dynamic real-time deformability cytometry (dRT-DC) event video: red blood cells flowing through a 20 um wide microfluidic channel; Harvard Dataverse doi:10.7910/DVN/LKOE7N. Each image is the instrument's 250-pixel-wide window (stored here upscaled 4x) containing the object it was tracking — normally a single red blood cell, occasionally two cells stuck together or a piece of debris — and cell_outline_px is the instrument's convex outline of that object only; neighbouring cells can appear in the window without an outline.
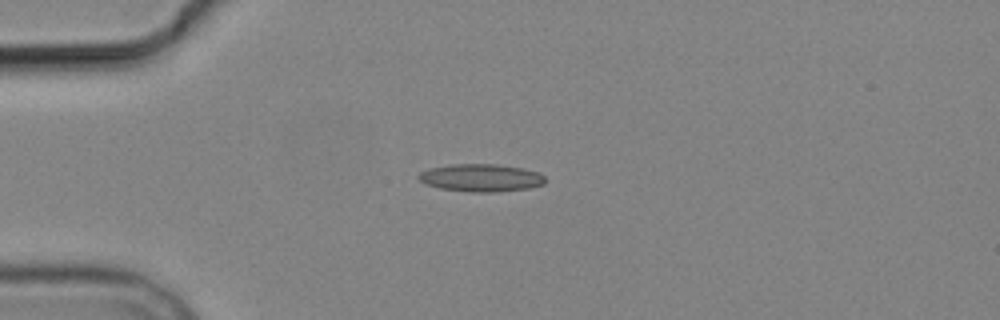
{"species": "common noctule bat (a hibernating species)", "species_latin": "Nyctalus noctula", "temperature_condition": "cold", "stored_images_in_passage": 2, "camera_frame_rate_fps": 3000, "um_per_image_px": 0.085, "animal": {"sex": "male", "body_mass_g": 19.2, "forearm_length_mm": 51.8}, "frame": {"image": 1, "passage_image": 1, "time_ms": 0.0, "image_size_px": [1000, 320], "cell_outline_px": [[544, 184], [528, 188], [492, 192], [472, 192], [440, 188], [424, 184], [416, 176], [420, 172], [428, 168], [452, 164], [496, 164], [524, 168], [540, 172], [544, 176]], "centroid_in_image_um": [40.86, 15.1], "position_along_channel_um": 44.1, "area_um2": 20.46}}